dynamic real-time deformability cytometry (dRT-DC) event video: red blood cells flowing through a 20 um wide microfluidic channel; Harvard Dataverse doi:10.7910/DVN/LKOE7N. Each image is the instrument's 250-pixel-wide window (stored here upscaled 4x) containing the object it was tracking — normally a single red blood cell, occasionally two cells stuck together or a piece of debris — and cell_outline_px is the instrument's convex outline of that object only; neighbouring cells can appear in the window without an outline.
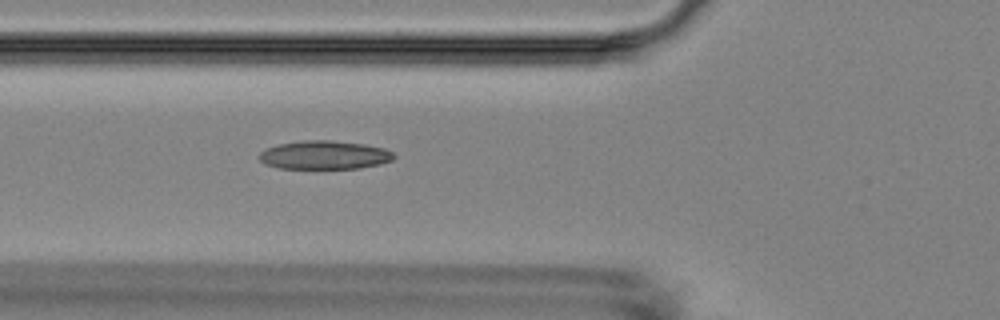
{"species": "Egyptian fruit bat (a non-hibernating species)", "species_latin": "Rousettus aegyptiacus", "temperature_condition": "room temperature", "stored_images_in_passage": 5, "camera_frame_rate_fps": 3000, "um_per_image_px": 0.085, "animal": {"sex": "female"}, "frame": {"image": 1, "passage_image": 5, "time_ms": 5.333, "image_size_px": [1000, 320], "cell_outline_px": [[396, 156], [392, 160], [380, 164], [360, 168], [280, 168], [264, 164], [260, 160], [260, 152], [276, 144], [304, 140], [332, 140], [364, 144], [384, 148], [392, 152]], "centroid_in_image_um": [27.58, 13.17], "position_along_channel_um": 98.2, "area_um2": 22.37}}